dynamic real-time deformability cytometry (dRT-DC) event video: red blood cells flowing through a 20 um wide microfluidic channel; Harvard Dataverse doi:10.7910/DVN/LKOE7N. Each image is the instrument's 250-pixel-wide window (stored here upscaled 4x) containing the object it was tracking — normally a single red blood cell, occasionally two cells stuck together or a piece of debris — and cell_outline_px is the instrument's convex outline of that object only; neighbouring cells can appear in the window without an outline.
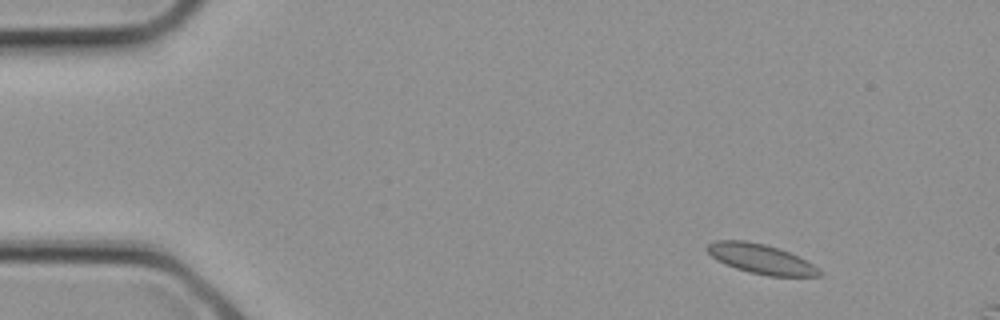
{"species": "common noctule bat (a hibernating species)", "species_latin": "Nyctalus noctula", "temperature_condition": "cold", "stored_images_in_passage": 3, "camera_frame_rate_fps": 3000, "um_per_image_px": 0.085, "animal": {"sex": "female", "body_mass_g": 21.9}, "frame": {"image": 1, "passage_image": 1, "time_ms": 0.0, "image_size_px": [1000, 320], "cell_outline_px": [[824, 276], [768, 276], [748, 272], [724, 264], [716, 260], [704, 248], [708, 244], [716, 240], [744, 240], [764, 244], [788, 252], [812, 264], [824, 272]], "centroid_in_image_um": [64.65, 22.02], "position_along_channel_um": 20.3, "area_um2": 19.31}}